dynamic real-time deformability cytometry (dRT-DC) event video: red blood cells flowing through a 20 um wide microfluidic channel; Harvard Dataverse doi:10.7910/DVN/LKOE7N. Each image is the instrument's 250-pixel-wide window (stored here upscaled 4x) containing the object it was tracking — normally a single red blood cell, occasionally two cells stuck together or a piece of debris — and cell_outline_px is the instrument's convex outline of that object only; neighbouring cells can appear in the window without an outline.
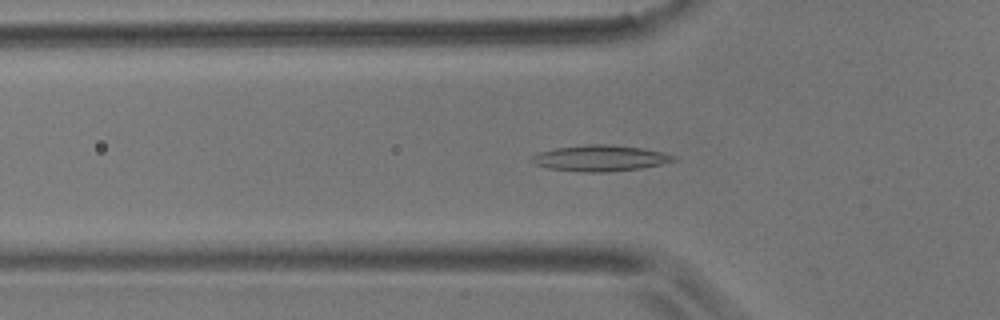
{"species": "common noctule bat (a hibernating species)", "species_latin": "Nyctalus noctula", "temperature_condition": "room temperature", "stored_images_in_passage": 35, "camera_frame_rate_fps": 3000, "um_per_image_px": 0.085, "animal": {"sex": "male", "body_mass_g": 17.9}, "frame": {"image": 1, "passage_image": 2, "time_ms": 0.333, "image_size_px": [1000, 320], "cell_outline_px": [[676, 160], [660, 164], [640, 168], [608, 172], [584, 172], [548, 168], [536, 164], [528, 156], [536, 152], [556, 148], [584, 144], [608, 144], [640, 148], [664, 152], [676, 156]], "centroid_in_image_um": [50.97, 13.44], "position_along_channel_um": 74.8, "area_um2": 21.5}}
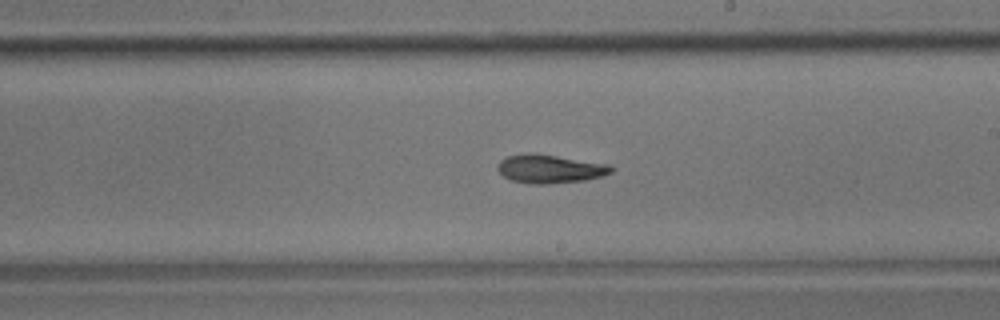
{"frame": {"image": 2, "passage_image": 16, "time_ms": 5.0, "image_size_px": [1000, 320], "cell_outline_px": [[616, 168], [612, 172], [604, 176], [584, 180], [548, 184], [532, 184], [512, 180], [504, 176], [496, 168], [496, 164], [500, 160], [508, 156], [524, 152], [532, 152], [608, 164]], "centroid_in_image_um": [46.74, 14.34], "position_along_channel_um": 242.3, "area_um2": 19.07}}
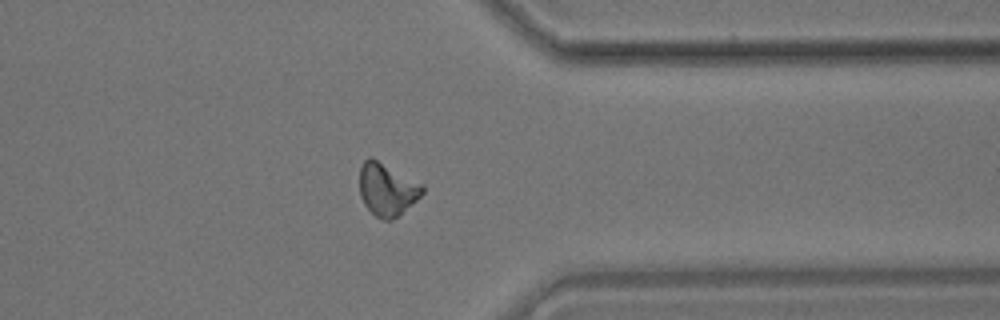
{"frame": {"image": 3, "passage_image": 28, "time_ms": 9.0, "image_size_px": [1000, 320], "cell_outline_px": [[424, 192], [416, 200], [392, 220], [384, 220], [376, 216], [364, 204], [360, 196], [360, 168], [364, 160], [368, 156], [372, 156], [424, 184]], "centroid_in_image_um": [32.9, 16.05], "position_along_channel_um": 378.5, "area_um2": 19.36}, "authors_computed_cell_mechanics": {"area_um2": 18.3804, "velocity_mm_per_s": 3.5718, "shape_relaxation_time_tau1_ms": null, "shape_relaxation_time_tau2_ms": 6.5852, "deformation_change_tau1": null, "deformation_change_tau2": 0.153}}